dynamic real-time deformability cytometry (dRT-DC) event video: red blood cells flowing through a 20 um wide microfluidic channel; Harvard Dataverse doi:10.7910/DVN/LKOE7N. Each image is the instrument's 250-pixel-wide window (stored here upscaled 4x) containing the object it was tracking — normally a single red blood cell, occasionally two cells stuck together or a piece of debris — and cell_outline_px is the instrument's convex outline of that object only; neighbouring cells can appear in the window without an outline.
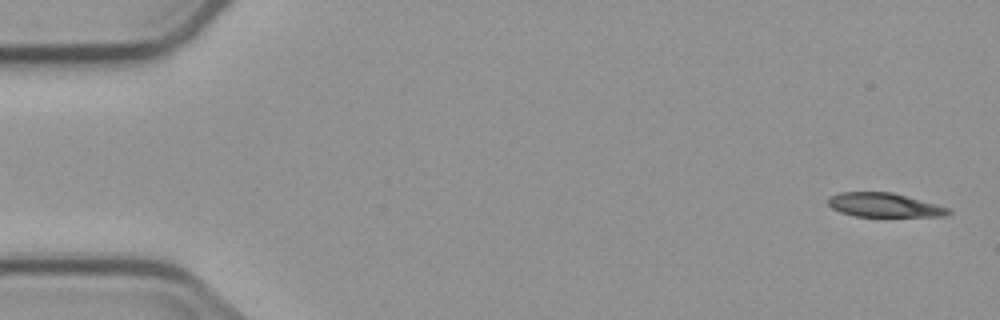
{"species": "common noctule bat (a hibernating species)", "species_latin": "Nyctalus noctula", "temperature_condition": "cold", "stored_images_in_passage": 3, "segment_of_instrument_passage": [2, 2], "camera_frame_rate_fps": 3000, "um_per_image_px": 0.085, "animal": {"sex": "male", "body_mass_g": 23.1, "forearm_length_mm": 52.7}, "frame": {"image": 1, "passage_image": 3, "time_ms": 3.333, "image_size_px": [1000, 320], "cell_outline_px": [[952, 212], [944, 216], [856, 216], [840, 212], [832, 208], [828, 204], [828, 196], [840, 192], [892, 192], [936, 204], [948, 208]], "centroid_in_image_um": [75.12, 17.42], "position_along_channel_um": 9.9, "area_um2": 16.7}}